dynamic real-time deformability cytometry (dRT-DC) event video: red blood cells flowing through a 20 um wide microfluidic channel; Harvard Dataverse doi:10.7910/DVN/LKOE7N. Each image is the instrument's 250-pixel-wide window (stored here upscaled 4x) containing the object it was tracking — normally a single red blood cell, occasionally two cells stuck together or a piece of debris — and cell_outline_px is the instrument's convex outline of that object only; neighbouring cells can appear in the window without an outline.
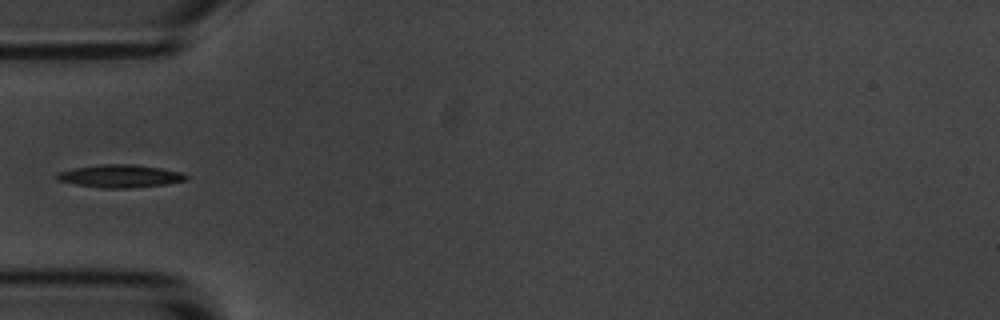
{"species": "common noctule bat (a hibernating species)", "species_latin": "Nyctalus noctula", "temperature_condition": "room temperature", "stored_images_in_passage": 39, "camera_frame_rate_fps": 3000, "um_per_image_px": 0.085, "animal": {"sex": "male", "body_mass_g": 20.1, "forearm_length_mm": 53.5}, "frame": {"image": 1, "passage_image": 1, "time_ms": 0.0, "image_size_px": [1000, 320], "cell_outline_px": [[192, 176], [188, 180], [168, 184], [132, 188], [100, 188], [76, 184], [56, 180], [56, 172], [72, 168], [100, 164], [132, 164], [160, 168], [180, 172]], "centroid_in_image_um": [10.23, 14.97], "position_along_channel_um": 74.8, "area_um2": 17.46}}
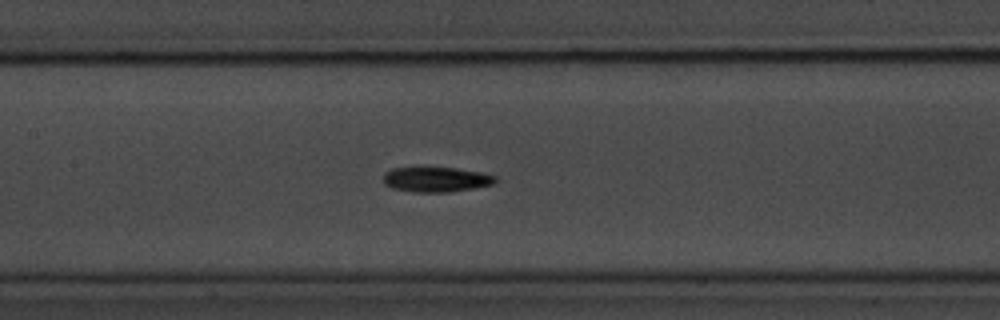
{"frame": {"image": 2, "passage_image": 9, "time_ms": 2.667, "image_size_px": [1000, 320], "cell_outline_px": [[496, 180], [492, 184], [472, 188], [448, 192], [412, 192], [392, 188], [384, 184], [384, 172], [392, 168], [456, 168], [480, 172], [496, 176]], "centroid_in_image_um": [37.03, 15.26], "position_along_channel_um": 170.4, "area_um2": 16.13}}
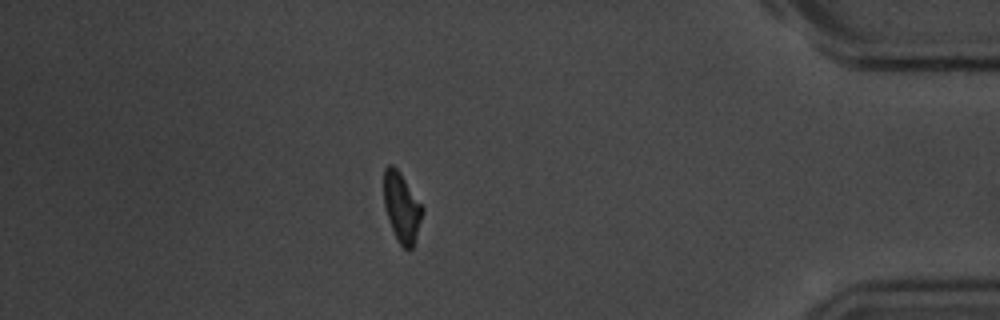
{"frame": {"image": 3, "passage_image": 32, "time_ms": 10.333, "image_size_px": [1000, 320], "cell_outline_px": [[424, 212], [412, 248], [404, 248], [400, 244], [388, 220], [384, 204], [384, 168], [388, 164], [392, 164], [400, 172], [424, 208]], "centroid_in_image_um": [34.14, 17.59], "position_along_channel_um": 401.1, "area_um2": 15.43}}